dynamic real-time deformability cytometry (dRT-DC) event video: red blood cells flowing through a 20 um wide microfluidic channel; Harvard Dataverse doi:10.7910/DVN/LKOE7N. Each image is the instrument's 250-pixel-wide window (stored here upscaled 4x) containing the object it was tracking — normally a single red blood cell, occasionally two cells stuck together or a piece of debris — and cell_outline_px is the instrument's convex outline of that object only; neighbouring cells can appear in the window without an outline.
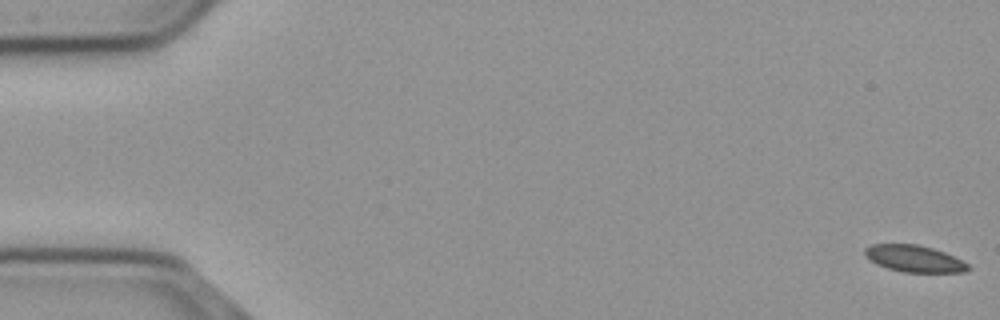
{"species": "common noctule bat (a hibernating species)", "species_latin": "Nyctalus noctula", "temperature_condition": "cold", "stored_images_in_passage": 57, "camera_frame_rate_fps": 3000, "um_per_image_px": 0.085, "animal": {"sex": "male", "body_mass_g": 23.1, "forearm_length_mm": 52.7}, "frame": {"image": 1, "passage_image": 1, "time_ms": 0.0, "image_size_px": [1000, 320], "cell_outline_px": [[972, 268], [964, 272], [904, 272], [888, 268], [876, 264], [864, 256], [864, 248], [872, 244], [920, 244], [944, 252], [968, 264]], "centroid_in_image_um": [77.68, 21.98], "position_along_channel_um": 7.3, "area_um2": 16.07}}
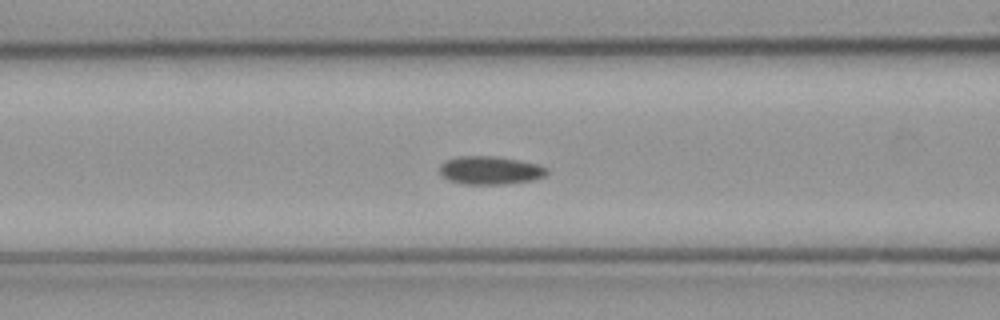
{"frame": {"image": 2, "passage_image": 23, "time_ms": 7.333, "image_size_px": [1000, 320], "cell_outline_px": [[548, 172], [544, 176], [532, 180], [504, 184], [464, 184], [448, 180], [440, 172], [440, 164], [444, 160], [456, 156], [496, 156], [540, 164], [548, 168]], "centroid_in_image_um": [41.66, 14.46], "position_along_channel_um": 124.9, "area_um2": 17.74}}
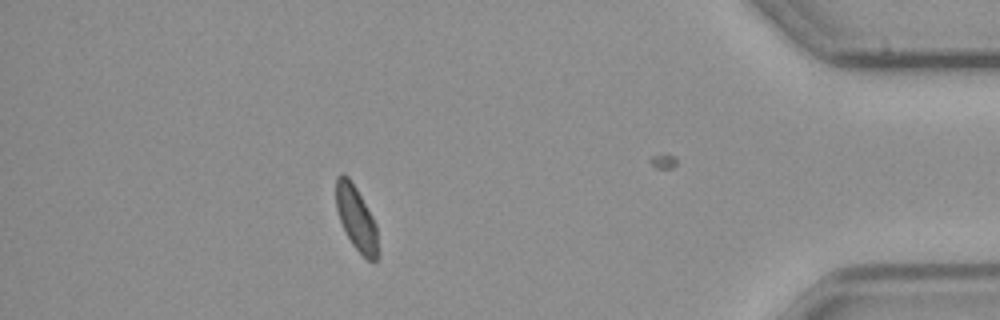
{"frame": {"image": 3, "passage_image": 50, "time_ms": 16.333, "image_size_px": [1000, 320], "cell_outline_px": [[380, 256], [376, 260], [368, 260], [352, 244], [340, 220], [336, 208], [336, 176], [340, 172], [348, 176], [356, 188], [372, 216], [376, 224]], "centroid_in_image_um": [30.3, 18.55], "position_along_channel_um": 404.9, "area_um2": 15.66}, "authors_computed_cell_mechanics": {"area_um2": 16.8776, "velocity_mm_per_s": 3.6717, "shape_relaxation_time_tau1_ms": 2.6577, "shape_relaxation_time_tau2_ms": 2.9776, "deformation_change_tau1": 0.0663, "deformation_change_tau2": 0.0651}}